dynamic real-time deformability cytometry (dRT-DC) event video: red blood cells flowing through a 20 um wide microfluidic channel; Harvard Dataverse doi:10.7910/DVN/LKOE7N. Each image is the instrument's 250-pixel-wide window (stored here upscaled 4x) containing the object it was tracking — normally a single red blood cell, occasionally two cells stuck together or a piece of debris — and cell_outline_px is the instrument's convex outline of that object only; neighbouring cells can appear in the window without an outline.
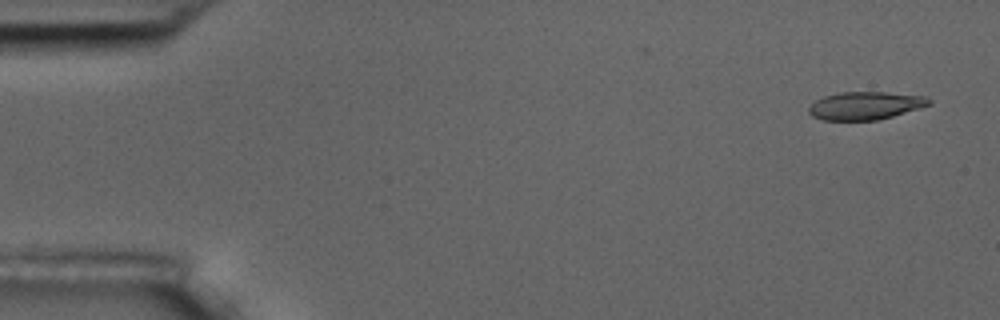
{"species": "common noctule bat (a hibernating species)", "species_latin": "Nyctalus noctula", "temperature_condition": "room temperature", "stored_images_in_passage": 5, "camera_frame_rate_fps": 3000, "um_per_image_px": 0.085, "animal": {"sex": "male", "body_mass_g": 17.5, "forearm_length_mm": 52.3}, "frame": {"image": 1, "passage_image": 1, "time_ms": 0.0, "image_size_px": [1000, 320], "cell_outline_px": [[932, 104], [920, 108], [892, 116], [876, 120], [824, 120], [812, 116], [808, 112], [808, 108], [816, 100], [824, 96], [840, 92], [884, 92], [924, 96], [932, 100]], "centroid_in_image_um": [73.55, 8.98], "position_along_channel_um": 11.4, "area_um2": 19.48}}
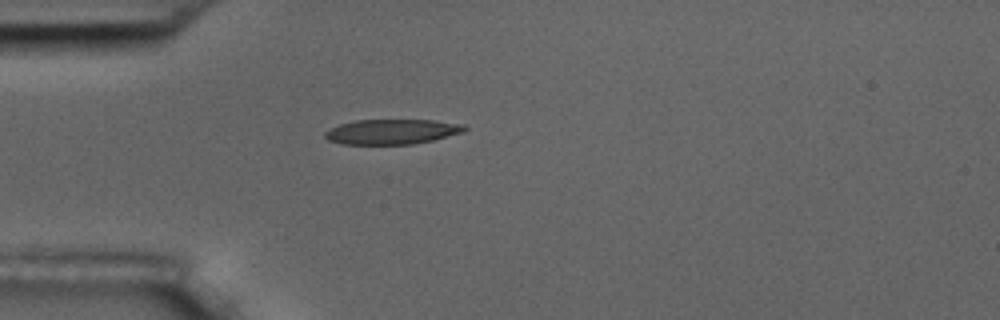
{"frame": {"image": 2, "passage_image": 4, "time_ms": 4.333, "image_size_px": [1000, 320], "cell_outline_px": [[468, 128], [464, 132], [432, 140], [412, 144], [344, 144], [328, 140], [324, 136], [324, 132], [340, 124], [356, 120], [432, 120], [464, 124]], "centroid_in_image_um": [33.33, 11.19], "position_along_channel_um": 51.7, "area_um2": 20.23}}